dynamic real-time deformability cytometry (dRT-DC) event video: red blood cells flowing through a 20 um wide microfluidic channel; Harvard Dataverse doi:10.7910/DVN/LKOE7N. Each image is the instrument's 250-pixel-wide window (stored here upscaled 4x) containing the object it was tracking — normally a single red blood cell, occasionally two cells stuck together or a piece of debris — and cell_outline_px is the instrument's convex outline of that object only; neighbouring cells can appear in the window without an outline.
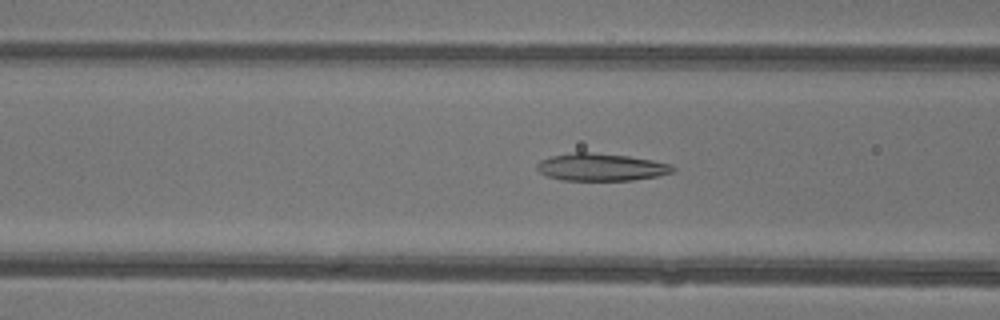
{"species": "common noctule bat (a hibernating species)", "species_latin": "Nyctalus noctula", "temperature_condition": "warm", "stored_images_in_passage": 37, "camera_frame_rate_fps": 3000, "um_per_image_px": 0.085, "animal": {"sex": "female"}, "frame": {"image": 1, "passage_image": 9, "time_ms": 2.667, "image_size_px": [1000, 320], "cell_outline_px": [[676, 168], [672, 172], [656, 176], [632, 180], [560, 180], [548, 176], [540, 172], [536, 168], [536, 164], [540, 160], [552, 156], [576, 152], [588, 152], [628, 156], [652, 160], [672, 164]], "centroid_in_image_um": [51.08, 14.2], "position_along_channel_um": 115.5, "area_um2": 21.56}}
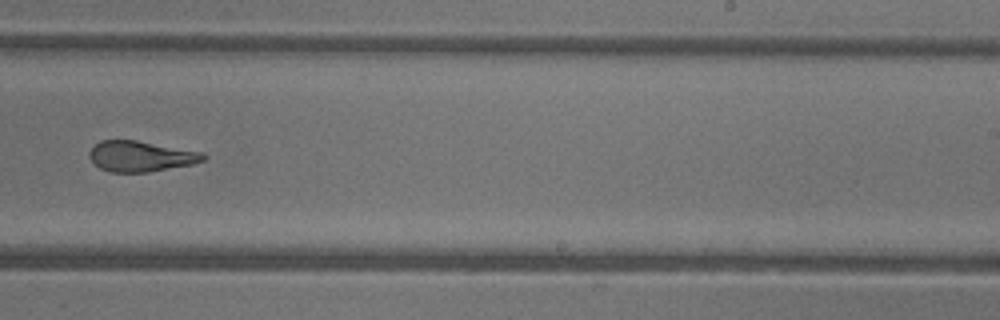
{"frame": {"image": 2, "passage_image": 20, "time_ms": 6.333, "image_size_px": [1000, 320], "cell_outline_px": [[208, 156], [204, 160], [192, 164], [148, 172], [112, 172], [100, 168], [88, 156], [88, 152], [100, 140], [136, 140], [200, 152]], "centroid_in_image_um": [11.94, 13.28], "position_along_channel_um": 277.1, "area_um2": 20.06}}
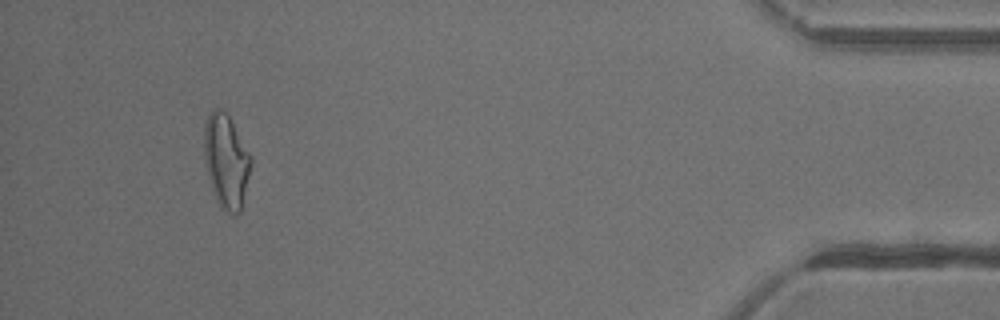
{"frame": {"image": 3, "passage_image": 34, "time_ms": 11.0, "image_size_px": [1000, 320], "cell_outline_px": [[252, 164], [240, 212], [236, 216], [220, 208], [216, 200], [208, 176], [204, 160], [204, 120], [212, 108], [220, 108], [228, 116], [252, 156]], "centroid_in_image_um": [19.21, 13.69], "position_along_channel_um": 416.0, "area_um2": 25.72}, "authors_computed_cell_mechanics": {"area_um2": 22.1952, "velocity_mm_per_s": 4.4022, "shape_relaxation_time_tau1_ms": null, "shape_relaxation_time_tau2_ms": 1.5085, "deformation_change_tau1": null, "deformation_change_tau2": 0.1034}}